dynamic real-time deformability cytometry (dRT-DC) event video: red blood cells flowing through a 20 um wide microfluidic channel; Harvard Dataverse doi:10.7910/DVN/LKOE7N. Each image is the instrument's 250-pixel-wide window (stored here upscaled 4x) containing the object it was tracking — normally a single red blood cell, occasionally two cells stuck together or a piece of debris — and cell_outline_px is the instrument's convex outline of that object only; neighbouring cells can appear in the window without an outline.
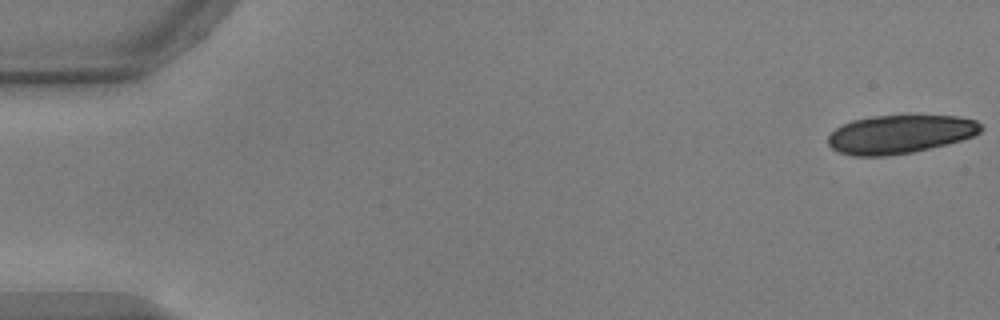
{"species": "common noctule bat (a hibernating species)", "species_latin": "Nyctalus noctula", "temperature_condition": "warm", "stored_images_in_passage": 15, "camera_frame_rate_fps": 3000, "um_per_image_px": 0.085, "animal": {"sex": "male", "body_mass_g": 17.9, "forearm_length_mm": 54.2}, "frame": {"image": 1, "passage_image": 1, "time_ms": 0.0, "image_size_px": [1000, 320], "cell_outline_px": [[984, 128], [980, 132], [972, 136], [948, 144], [912, 152], [888, 156], [852, 156], [840, 152], [832, 148], [828, 144], [828, 136], [836, 128], [852, 120], [872, 116], [900, 112], [956, 116], [976, 120]], "centroid_in_image_um": [76.52, 11.36], "position_along_channel_um": 8.5, "area_um2": 35.37}}